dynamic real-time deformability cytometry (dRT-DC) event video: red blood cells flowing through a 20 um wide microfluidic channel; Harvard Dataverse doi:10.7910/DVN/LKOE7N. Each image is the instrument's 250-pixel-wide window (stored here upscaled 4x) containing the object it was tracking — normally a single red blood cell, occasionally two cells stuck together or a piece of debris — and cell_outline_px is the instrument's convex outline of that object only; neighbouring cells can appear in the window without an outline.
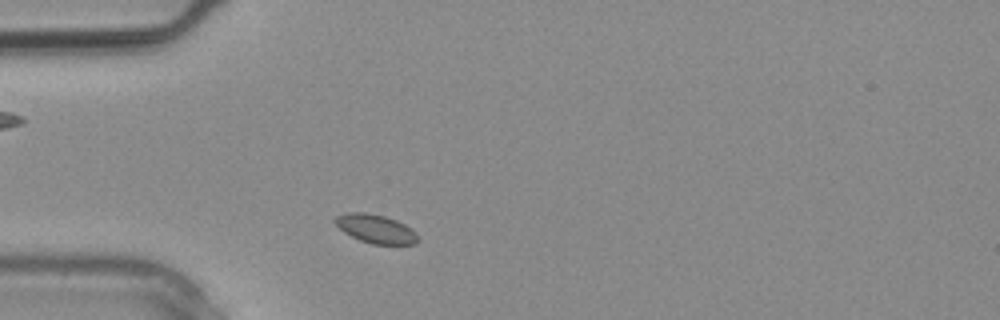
{"species": "common noctule bat (a hibernating species)", "species_latin": "Nyctalus noctula", "temperature_condition": "warm", "stored_images_in_passage": 4, "camera_frame_rate_fps": 3000, "um_per_image_px": 0.085, "animal": {"sex": "male", "body_mass_g": 20.4}, "frame": {"image": 1, "passage_image": 4, "time_ms": 1.0, "image_size_px": [1000, 320], "cell_outline_px": [[420, 240], [416, 244], [372, 244], [360, 240], [344, 232], [332, 220], [336, 216], [348, 212], [364, 212], [384, 216], [396, 220], [412, 228], [416, 232]], "centroid_in_image_um": [31.96, 19.45], "position_along_channel_um": 53.0, "area_um2": 13.87}}